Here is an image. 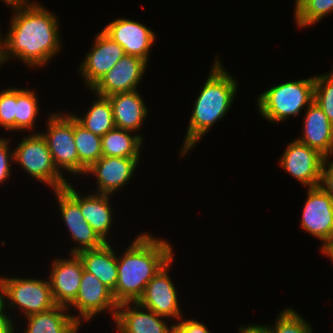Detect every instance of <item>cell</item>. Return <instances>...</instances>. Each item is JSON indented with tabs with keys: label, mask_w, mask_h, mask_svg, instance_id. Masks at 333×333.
Listing matches in <instances>:
<instances>
[{
	"label": "cell",
	"mask_w": 333,
	"mask_h": 333,
	"mask_svg": "<svg viewBox=\"0 0 333 333\" xmlns=\"http://www.w3.org/2000/svg\"><path fill=\"white\" fill-rule=\"evenodd\" d=\"M12 9L14 16L4 36L6 60L17 57L28 66L44 67L61 50L57 16L32 1Z\"/></svg>",
	"instance_id": "6da1fadb"
},
{
	"label": "cell",
	"mask_w": 333,
	"mask_h": 333,
	"mask_svg": "<svg viewBox=\"0 0 333 333\" xmlns=\"http://www.w3.org/2000/svg\"><path fill=\"white\" fill-rule=\"evenodd\" d=\"M172 245L151 234H139L122 256H117V303L137 302L147 283L173 258Z\"/></svg>",
	"instance_id": "7a4b0ae2"
},
{
	"label": "cell",
	"mask_w": 333,
	"mask_h": 333,
	"mask_svg": "<svg viewBox=\"0 0 333 333\" xmlns=\"http://www.w3.org/2000/svg\"><path fill=\"white\" fill-rule=\"evenodd\" d=\"M216 58L205 84L194 102L188 130L182 145L181 157L201 141L211 126L223 119L237 96V79L231 76ZM195 145V146H194Z\"/></svg>",
	"instance_id": "3957f363"
},
{
	"label": "cell",
	"mask_w": 333,
	"mask_h": 333,
	"mask_svg": "<svg viewBox=\"0 0 333 333\" xmlns=\"http://www.w3.org/2000/svg\"><path fill=\"white\" fill-rule=\"evenodd\" d=\"M257 100L259 113L272 123L298 115L314 101V77L272 86Z\"/></svg>",
	"instance_id": "277c9868"
},
{
	"label": "cell",
	"mask_w": 333,
	"mask_h": 333,
	"mask_svg": "<svg viewBox=\"0 0 333 333\" xmlns=\"http://www.w3.org/2000/svg\"><path fill=\"white\" fill-rule=\"evenodd\" d=\"M14 150V161L34 179L47 184L52 190L64 188L69 181L60 173L41 133L27 135Z\"/></svg>",
	"instance_id": "5b68a950"
},
{
	"label": "cell",
	"mask_w": 333,
	"mask_h": 333,
	"mask_svg": "<svg viewBox=\"0 0 333 333\" xmlns=\"http://www.w3.org/2000/svg\"><path fill=\"white\" fill-rule=\"evenodd\" d=\"M47 132H40L45 138L57 170L61 169L79 175V157L74 142V116L54 112L48 116Z\"/></svg>",
	"instance_id": "8992f818"
},
{
	"label": "cell",
	"mask_w": 333,
	"mask_h": 333,
	"mask_svg": "<svg viewBox=\"0 0 333 333\" xmlns=\"http://www.w3.org/2000/svg\"><path fill=\"white\" fill-rule=\"evenodd\" d=\"M53 191L59 204L63 222L71 234L70 238L79 245L75 246V248L73 247L70 254H78L84 250L102 247L105 242L98 236L81 213L79 192L70 183L62 189Z\"/></svg>",
	"instance_id": "52a82bcc"
},
{
	"label": "cell",
	"mask_w": 333,
	"mask_h": 333,
	"mask_svg": "<svg viewBox=\"0 0 333 333\" xmlns=\"http://www.w3.org/2000/svg\"><path fill=\"white\" fill-rule=\"evenodd\" d=\"M3 279L6 285L7 305L12 309L20 308L25 317L57 306L49 280L5 276Z\"/></svg>",
	"instance_id": "ba28073f"
},
{
	"label": "cell",
	"mask_w": 333,
	"mask_h": 333,
	"mask_svg": "<svg viewBox=\"0 0 333 333\" xmlns=\"http://www.w3.org/2000/svg\"><path fill=\"white\" fill-rule=\"evenodd\" d=\"M301 228L322 241V254L333 244V198L319 186L307 188Z\"/></svg>",
	"instance_id": "9c48e42d"
},
{
	"label": "cell",
	"mask_w": 333,
	"mask_h": 333,
	"mask_svg": "<svg viewBox=\"0 0 333 333\" xmlns=\"http://www.w3.org/2000/svg\"><path fill=\"white\" fill-rule=\"evenodd\" d=\"M118 305L112 290L84 269L77 297L68 308L71 306L78 310L79 313L73 317L81 325L82 321L92 319L105 309H109L114 320Z\"/></svg>",
	"instance_id": "30bf717a"
},
{
	"label": "cell",
	"mask_w": 333,
	"mask_h": 333,
	"mask_svg": "<svg viewBox=\"0 0 333 333\" xmlns=\"http://www.w3.org/2000/svg\"><path fill=\"white\" fill-rule=\"evenodd\" d=\"M327 158L297 139L288 144L280 157L281 168L307 188L318 187L322 166Z\"/></svg>",
	"instance_id": "8fae6325"
},
{
	"label": "cell",
	"mask_w": 333,
	"mask_h": 333,
	"mask_svg": "<svg viewBox=\"0 0 333 333\" xmlns=\"http://www.w3.org/2000/svg\"><path fill=\"white\" fill-rule=\"evenodd\" d=\"M167 262L159 272L147 283L143 295L137 303L165 318L178 321L181 317V309L178 294L169 276L170 263ZM178 319V320H177Z\"/></svg>",
	"instance_id": "7c38bea8"
},
{
	"label": "cell",
	"mask_w": 333,
	"mask_h": 333,
	"mask_svg": "<svg viewBox=\"0 0 333 333\" xmlns=\"http://www.w3.org/2000/svg\"><path fill=\"white\" fill-rule=\"evenodd\" d=\"M147 61L125 54L92 88L96 95L108 97L117 93L135 91L143 74Z\"/></svg>",
	"instance_id": "4fadbf2b"
},
{
	"label": "cell",
	"mask_w": 333,
	"mask_h": 333,
	"mask_svg": "<svg viewBox=\"0 0 333 333\" xmlns=\"http://www.w3.org/2000/svg\"><path fill=\"white\" fill-rule=\"evenodd\" d=\"M124 55L123 47L101 30L79 65L87 88L91 89Z\"/></svg>",
	"instance_id": "5bb4252c"
},
{
	"label": "cell",
	"mask_w": 333,
	"mask_h": 333,
	"mask_svg": "<svg viewBox=\"0 0 333 333\" xmlns=\"http://www.w3.org/2000/svg\"><path fill=\"white\" fill-rule=\"evenodd\" d=\"M102 31L123 47L125 54L148 61L155 43V33L140 22L118 18L107 24Z\"/></svg>",
	"instance_id": "9a60e30c"
},
{
	"label": "cell",
	"mask_w": 333,
	"mask_h": 333,
	"mask_svg": "<svg viewBox=\"0 0 333 333\" xmlns=\"http://www.w3.org/2000/svg\"><path fill=\"white\" fill-rule=\"evenodd\" d=\"M70 257L55 258L48 277L55 303L66 307L76 299L84 271L80 256L70 254Z\"/></svg>",
	"instance_id": "2e32d148"
},
{
	"label": "cell",
	"mask_w": 333,
	"mask_h": 333,
	"mask_svg": "<svg viewBox=\"0 0 333 333\" xmlns=\"http://www.w3.org/2000/svg\"><path fill=\"white\" fill-rule=\"evenodd\" d=\"M139 158H123V157H105L102 156L95 162L85 175H94L97 179V190L95 193L114 195L118 189L122 188L130 181Z\"/></svg>",
	"instance_id": "e0dca14e"
},
{
	"label": "cell",
	"mask_w": 333,
	"mask_h": 333,
	"mask_svg": "<svg viewBox=\"0 0 333 333\" xmlns=\"http://www.w3.org/2000/svg\"><path fill=\"white\" fill-rule=\"evenodd\" d=\"M163 318L151 310L144 311L137 302H123L117 307L114 321L120 333H173L174 325L167 326Z\"/></svg>",
	"instance_id": "ac0fdd59"
},
{
	"label": "cell",
	"mask_w": 333,
	"mask_h": 333,
	"mask_svg": "<svg viewBox=\"0 0 333 333\" xmlns=\"http://www.w3.org/2000/svg\"><path fill=\"white\" fill-rule=\"evenodd\" d=\"M305 110L303 135L297 140L329 159L333 156V124L315 101Z\"/></svg>",
	"instance_id": "d6986e66"
},
{
	"label": "cell",
	"mask_w": 333,
	"mask_h": 333,
	"mask_svg": "<svg viewBox=\"0 0 333 333\" xmlns=\"http://www.w3.org/2000/svg\"><path fill=\"white\" fill-rule=\"evenodd\" d=\"M112 105L115 127L136 132L142 127L148 109L138 90L107 97Z\"/></svg>",
	"instance_id": "ffe728a7"
},
{
	"label": "cell",
	"mask_w": 333,
	"mask_h": 333,
	"mask_svg": "<svg viewBox=\"0 0 333 333\" xmlns=\"http://www.w3.org/2000/svg\"><path fill=\"white\" fill-rule=\"evenodd\" d=\"M111 247L108 242L100 248L81 251L78 255L84 269L113 291L117 284V255Z\"/></svg>",
	"instance_id": "44dd1931"
},
{
	"label": "cell",
	"mask_w": 333,
	"mask_h": 333,
	"mask_svg": "<svg viewBox=\"0 0 333 333\" xmlns=\"http://www.w3.org/2000/svg\"><path fill=\"white\" fill-rule=\"evenodd\" d=\"M111 196L99 193L80 195V210L84 219L105 243H108L107 235L113 223L112 205L109 201Z\"/></svg>",
	"instance_id": "7402d4cb"
},
{
	"label": "cell",
	"mask_w": 333,
	"mask_h": 333,
	"mask_svg": "<svg viewBox=\"0 0 333 333\" xmlns=\"http://www.w3.org/2000/svg\"><path fill=\"white\" fill-rule=\"evenodd\" d=\"M68 308L63 305H57L54 308L32 314L27 317L28 327L25 333H77L79 323L73 315H69ZM68 313V314H67Z\"/></svg>",
	"instance_id": "603a6c76"
},
{
	"label": "cell",
	"mask_w": 333,
	"mask_h": 333,
	"mask_svg": "<svg viewBox=\"0 0 333 333\" xmlns=\"http://www.w3.org/2000/svg\"><path fill=\"white\" fill-rule=\"evenodd\" d=\"M114 127L101 137L102 156L139 158L143 136Z\"/></svg>",
	"instance_id": "cb8c5ba5"
},
{
	"label": "cell",
	"mask_w": 333,
	"mask_h": 333,
	"mask_svg": "<svg viewBox=\"0 0 333 333\" xmlns=\"http://www.w3.org/2000/svg\"><path fill=\"white\" fill-rule=\"evenodd\" d=\"M98 99L92 103L84 117L73 115L75 120L85 129L102 137L114 127L112 105L107 97L97 95Z\"/></svg>",
	"instance_id": "d4e9b609"
},
{
	"label": "cell",
	"mask_w": 333,
	"mask_h": 333,
	"mask_svg": "<svg viewBox=\"0 0 333 333\" xmlns=\"http://www.w3.org/2000/svg\"><path fill=\"white\" fill-rule=\"evenodd\" d=\"M74 142L79 157V176L85 175L102 157L101 137L85 129L74 118Z\"/></svg>",
	"instance_id": "484cf974"
},
{
	"label": "cell",
	"mask_w": 333,
	"mask_h": 333,
	"mask_svg": "<svg viewBox=\"0 0 333 333\" xmlns=\"http://www.w3.org/2000/svg\"><path fill=\"white\" fill-rule=\"evenodd\" d=\"M30 89L16 88L15 131L33 129L39 112L38 97Z\"/></svg>",
	"instance_id": "4316f807"
},
{
	"label": "cell",
	"mask_w": 333,
	"mask_h": 333,
	"mask_svg": "<svg viewBox=\"0 0 333 333\" xmlns=\"http://www.w3.org/2000/svg\"><path fill=\"white\" fill-rule=\"evenodd\" d=\"M333 11V0H295L294 17L297 27L316 24Z\"/></svg>",
	"instance_id": "83f0119b"
},
{
	"label": "cell",
	"mask_w": 333,
	"mask_h": 333,
	"mask_svg": "<svg viewBox=\"0 0 333 333\" xmlns=\"http://www.w3.org/2000/svg\"><path fill=\"white\" fill-rule=\"evenodd\" d=\"M273 327L266 325L269 333H313V329L294 309L286 308L278 314Z\"/></svg>",
	"instance_id": "f1b7e54d"
},
{
	"label": "cell",
	"mask_w": 333,
	"mask_h": 333,
	"mask_svg": "<svg viewBox=\"0 0 333 333\" xmlns=\"http://www.w3.org/2000/svg\"><path fill=\"white\" fill-rule=\"evenodd\" d=\"M314 101L333 124V69L314 77Z\"/></svg>",
	"instance_id": "f546056e"
},
{
	"label": "cell",
	"mask_w": 333,
	"mask_h": 333,
	"mask_svg": "<svg viewBox=\"0 0 333 333\" xmlns=\"http://www.w3.org/2000/svg\"><path fill=\"white\" fill-rule=\"evenodd\" d=\"M16 88L4 89L0 92V127L15 131Z\"/></svg>",
	"instance_id": "4dcf8cb0"
},
{
	"label": "cell",
	"mask_w": 333,
	"mask_h": 333,
	"mask_svg": "<svg viewBox=\"0 0 333 333\" xmlns=\"http://www.w3.org/2000/svg\"><path fill=\"white\" fill-rule=\"evenodd\" d=\"M4 138H0V184L10 177V166L12 165L10 162L11 160L14 161V151L11 150L12 152H10L9 141Z\"/></svg>",
	"instance_id": "1f68e13d"
},
{
	"label": "cell",
	"mask_w": 333,
	"mask_h": 333,
	"mask_svg": "<svg viewBox=\"0 0 333 333\" xmlns=\"http://www.w3.org/2000/svg\"><path fill=\"white\" fill-rule=\"evenodd\" d=\"M177 324H174L175 333H211L208 328L197 320L179 319Z\"/></svg>",
	"instance_id": "d6a6232c"
},
{
	"label": "cell",
	"mask_w": 333,
	"mask_h": 333,
	"mask_svg": "<svg viewBox=\"0 0 333 333\" xmlns=\"http://www.w3.org/2000/svg\"><path fill=\"white\" fill-rule=\"evenodd\" d=\"M319 187L333 198V163L330 158L322 166Z\"/></svg>",
	"instance_id": "836d02e7"
},
{
	"label": "cell",
	"mask_w": 333,
	"mask_h": 333,
	"mask_svg": "<svg viewBox=\"0 0 333 333\" xmlns=\"http://www.w3.org/2000/svg\"><path fill=\"white\" fill-rule=\"evenodd\" d=\"M7 301L6 299V285L3 279V275L0 276V317H9L7 315V311H5V309L8 307L6 306L7 303L5 302Z\"/></svg>",
	"instance_id": "e575fe53"
},
{
	"label": "cell",
	"mask_w": 333,
	"mask_h": 333,
	"mask_svg": "<svg viewBox=\"0 0 333 333\" xmlns=\"http://www.w3.org/2000/svg\"><path fill=\"white\" fill-rule=\"evenodd\" d=\"M239 333H269L265 325H248L238 327Z\"/></svg>",
	"instance_id": "d590c367"
},
{
	"label": "cell",
	"mask_w": 333,
	"mask_h": 333,
	"mask_svg": "<svg viewBox=\"0 0 333 333\" xmlns=\"http://www.w3.org/2000/svg\"><path fill=\"white\" fill-rule=\"evenodd\" d=\"M10 317H0V333H14V324Z\"/></svg>",
	"instance_id": "8d00e7d4"
},
{
	"label": "cell",
	"mask_w": 333,
	"mask_h": 333,
	"mask_svg": "<svg viewBox=\"0 0 333 333\" xmlns=\"http://www.w3.org/2000/svg\"><path fill=\"white\" fill-rule=\"evenodd\" d=\"M8 6L15 8L30 3L29 0H2Z\"/></svg>",
	"instance_id": "74e56055"
},
{
	"label": "cell",
	"mask_w": 333,
	"mask_h": 333,
	"mask_svg": "<svg viewBox=\"0 0 333 333\" xmlns=\"http://www.w3.org/2000/svg\"><path fill=\"white\" fill-rule=\"evenodd\" d=\"M6 56H5V38L0 35V66L6 63Z\"/></svg>",
	"instance_id": "f35d334b"
},
{
	"label": "cell",
	"mask_w": 333,
	"mask_h": 333,
	"mask_svg": "<svg viewBox=\"0 0 333 333\" xmlns=\"http://www.w3.org/2000/svg\"><path fill=\"white\" fill-rule=\"evenodd\" d=\"M323 254L329 256L333 261V244Z\"/></svg>",
	"instance_id": "ab89813d"
}]
</instances>
